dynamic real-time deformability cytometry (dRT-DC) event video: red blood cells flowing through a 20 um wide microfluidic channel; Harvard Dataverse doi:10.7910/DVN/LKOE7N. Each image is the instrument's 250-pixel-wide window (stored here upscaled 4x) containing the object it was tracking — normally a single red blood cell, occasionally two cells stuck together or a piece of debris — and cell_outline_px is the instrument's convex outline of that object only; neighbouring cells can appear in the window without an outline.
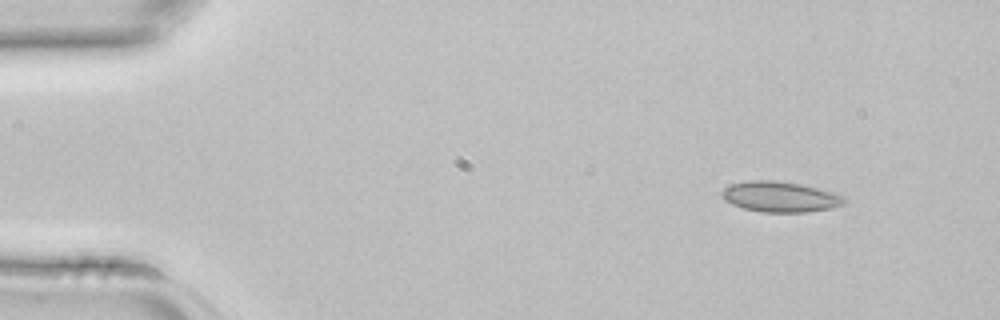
{"species": "common noctule bat (a hibernating species)", "species_latin": "Nyctalus noctula", "temperature_condition": "room temperature", "stored_images_in_passage": 4, "segment_of_instrument_passage": [1, 2], "camera_frame_rate_fps": 3000, "um_per_image_px": 0.085, "animal": {"sex": "female", "body_mass_g": 22.7, "forearm_length_mm": 54.2}, "frame": {"image": 1, "passage_image": 2, "time_ms": 0.333, "image_size_px": [1000, 320], "cell_outline_px": [[848, 200], [844, 204], [832, 208], [808, 212], [760, 212], [744, 208], [732, 204], [724, 200], [720, 196], [720, 192], [724, 188], [732, 184], [748, 180], [776, 180], [804, 184], [836, 192], [844, 196]], "centroid_in_image_um": [66.35, 16.72], "position_along_channel_um": 18.6, "area_um2": 22.25}}